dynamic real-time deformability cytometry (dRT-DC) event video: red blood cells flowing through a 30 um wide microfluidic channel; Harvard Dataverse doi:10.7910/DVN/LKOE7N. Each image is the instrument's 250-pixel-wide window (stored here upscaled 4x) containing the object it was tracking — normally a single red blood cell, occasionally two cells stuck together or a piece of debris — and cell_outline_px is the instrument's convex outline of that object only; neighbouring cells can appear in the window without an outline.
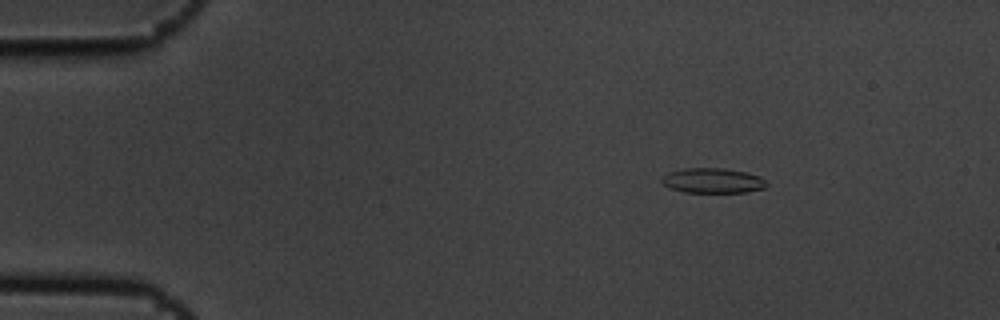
{"species": "common noctule bat (a hibernating species)", "species_latin": "Nyctalus noctula", "temperature_condition": "cold", "stored_images_in_passage": 5, "camera_frame_rate_fps": 3000, "um_per_image_px": 0.085, "animal": {"sex": "male", "body_mass_g": 19.5, "forearm_length_mm": 54.6}, "frame": {"image": 1, "passage_image": 2, "time_ms": 0.333, "image_size_px": [1000, 320], "cell_outline_px": [[768, 184], [764, 188], [748, 192], [684, 192], [672, 188], [664, 184], [660, 180], [668, 172], [684, 168], [724, 168], [744, 172], [760, 176]], "centroid_in_image_um": [60.59, 15.35], "position_along_channel_um": 24.4, "area_um2": 15.14}}
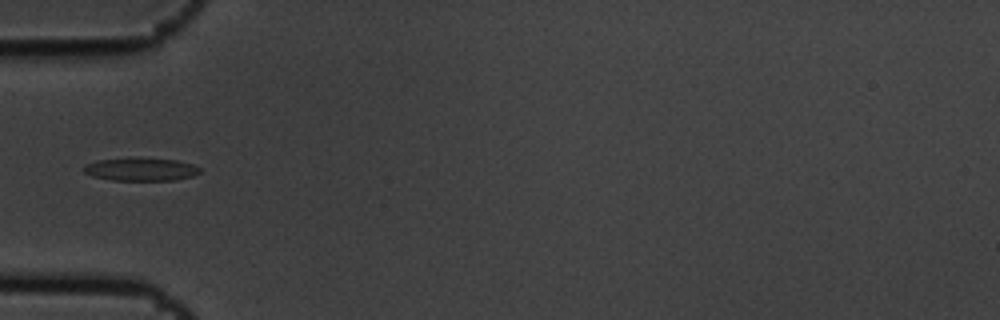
{"frame": {"image": 2, "passage_image": 5, "time_ms": 1.333, "image_size_px": [1000, 320], "cell_outline_px": [[200, 172], [192, 176], [176, 180], [112, 180], [92, 176], [84, 172], [84, 164], [96, 160], [128, 156], [132, 156], [176, 160], [192, 164], [200, 168]], "centroid_in_image_um": [11.92, 14.36], "position_along_channel_um": 73.1, "area_um2": 16.01}}